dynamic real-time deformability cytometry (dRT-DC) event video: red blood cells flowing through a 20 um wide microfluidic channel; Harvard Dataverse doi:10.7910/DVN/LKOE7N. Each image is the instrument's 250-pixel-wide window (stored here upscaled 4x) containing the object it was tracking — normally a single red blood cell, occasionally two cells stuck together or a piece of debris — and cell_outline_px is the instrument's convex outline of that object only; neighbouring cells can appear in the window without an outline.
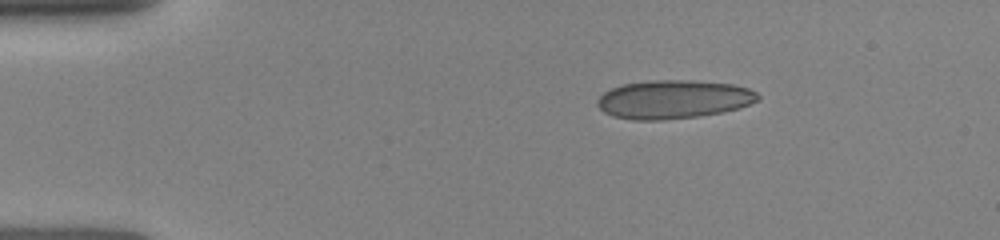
{"species": "human", "species_latin": "Homo sapiens", "temperature_condition": "room temperature", "stored_images_in_passage": 47, "camera_frame_rate_fps": 3000, "um_per_image_px": 0.085, "donor": {"sex": "female"}, "frame": {"image": 1, "passage_image": 1, "time_ms": 0.0, "image_size_px": [1000, 240], "cell_outline_px": [[760, 100], [740, 108], [724, 112], [700, 116], [664, 120], [632, 120], [612, 116], [604, 112], [596, 104], [596, 100], [604, 92], [612, 88], [624, 84], [648, 80], [688, 80], [732, 84], [748, 88], [756, 92], [760, 96]], "centroid_in_image_um": [57.25, 8.45], "position_along_channel_um": 27.7, "area_um2": 36.36}}
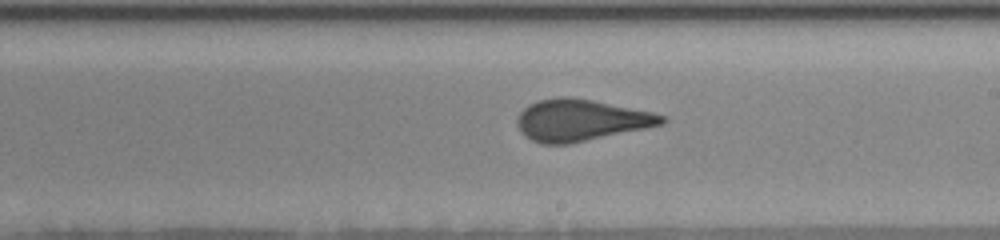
{"frame": {"image": 2, "passage_image": 24, "time_ms": 6.667, "image_size_px": [1000, 240], "cell_outline_px": [[668, 120], [664, 124], [568, 144], [540, 144], [524, 136], [520, 132], [516, 124], [516, 120], [520, 112], [528, 104], [540, 100], [560, 96], [572, 96], [652, 112], [668, 116]], "centroid_in_image_um": [49.34, 10.21], "position_along_channel_um": 239.7, "area_um2": 35.14}}
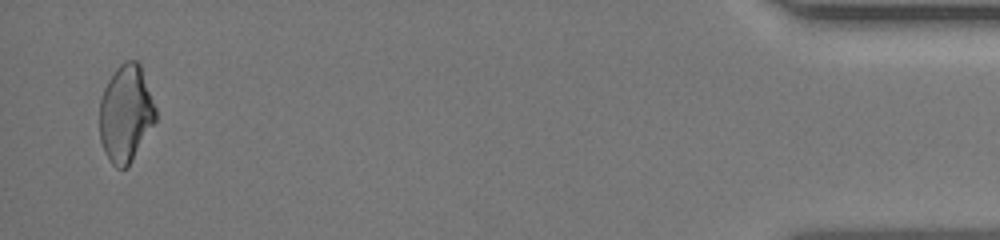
{"frame": {"image": 3, "passage_image": 45, "time_ms": 13.0, "image_size_px": [1000, 240], "cell_outline_px": [[156, 120], [132, 160], [124, 168], [116, 168], [112, 164], [104, 152], [100, 140], [100, 100], [104, 88], [108, 80], [116, 68], [124, 60], [136, 60], [140, 64], [156, 108]], "centroid_in_image_um": [10.68, 9.63], "position_along_channel_um": 424.5, "area_um2": 31.56}}